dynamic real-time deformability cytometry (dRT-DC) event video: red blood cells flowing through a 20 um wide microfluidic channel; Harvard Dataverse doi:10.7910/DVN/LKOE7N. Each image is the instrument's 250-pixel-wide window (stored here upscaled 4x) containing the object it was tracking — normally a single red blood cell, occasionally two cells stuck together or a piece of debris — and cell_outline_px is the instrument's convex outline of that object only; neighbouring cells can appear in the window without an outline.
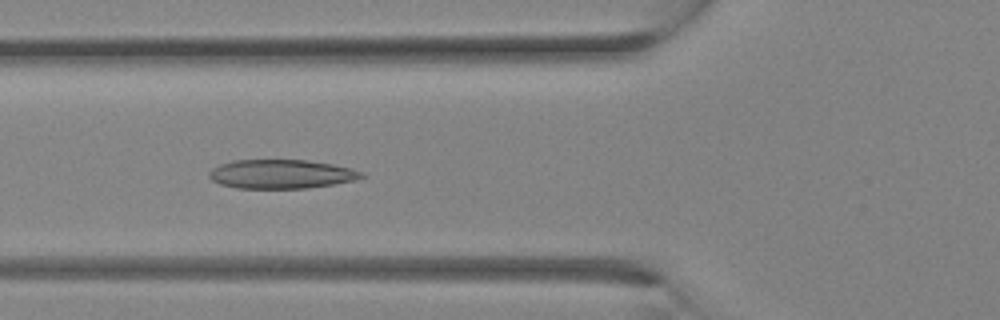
{"species": "Egyptian fruit bat (a non-hibernating species)", "species_latin": "Rousettus aegyptiacus", "temperature_condition": "room temperature", "stored_images_in_passage": 32, "camera_frame_rate_fps": 3000, "um_per_image_px": 0.085, "animal": {"sex": "female"}, "frame": {"image": 1, "passage_image": 12, "time_ms": 3.667, "image_size_px": [1000, 320], "cell_outline_px": [[368, 176], [356, 180], [308, 188], [236, 188], [220, 184], [212, 180], [208, 176], [208, 172], [212, 168], [220, 164], [232, 160], [308, 160], [332, 164], [352, 168], [364, 172]], "centroid_in_image_um": [23.93, 14.79], "position_along_channel_um": 101.9, "area_um2": 25.95}}
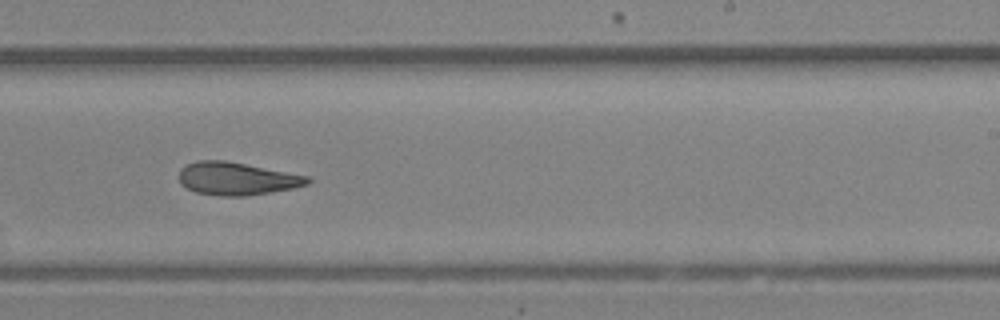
{"frame": {"image": 2, "passage_image": 20, "time_ms": 6.333, "image_size_px": [1000, 320], "cell_outline_px": [[312, 180], [308, 184], [292, 188], [272, 192], [248, 196], [220, 196], [196, 192], [180, 184], [180, 168], [196, 160], [224, 160], [308, 176]], "centroid_in_image_um": [20.12, 15.19], "position_along_channel_um": 268.9, "area_um2": 24.45}}
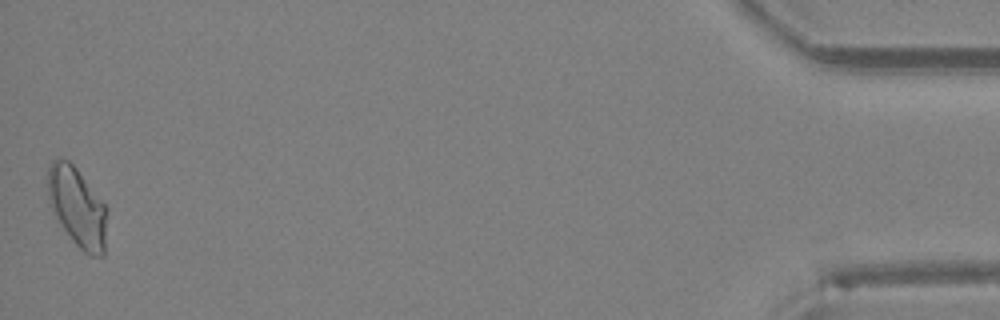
{"frame": {"image": 3, "passage_image": 32, "time_ms": 10.333, "image_size_px": [1000, 320], "cell_outline_px": [[108, 212], [104, 256], [92, 256], [84, 252], [72, 240], [52, 212], [48, 204], [48, 168], [52, 160], [56, 156], [68, 160], [76, 168], [104, 204]], "centroid_in_image_um": [6.56, 17.61], "position_along_channel_um": 428.6, "area_um2": 27.51}}